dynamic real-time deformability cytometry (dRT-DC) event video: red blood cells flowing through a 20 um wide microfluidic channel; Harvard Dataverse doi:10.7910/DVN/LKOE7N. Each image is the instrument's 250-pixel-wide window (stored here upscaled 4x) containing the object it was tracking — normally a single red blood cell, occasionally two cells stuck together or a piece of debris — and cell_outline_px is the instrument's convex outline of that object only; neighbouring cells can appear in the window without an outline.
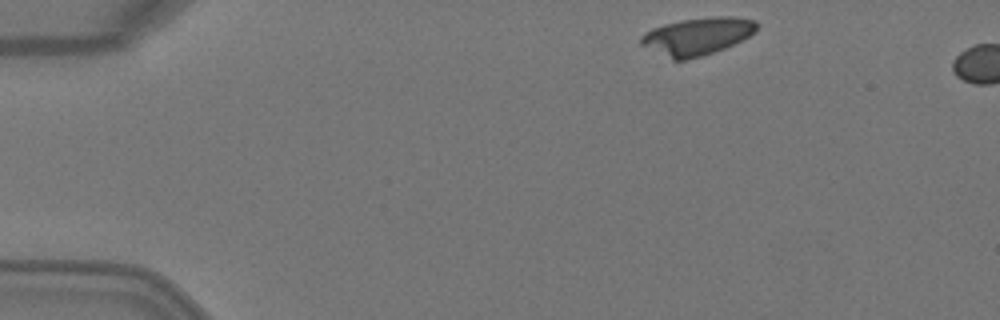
{"species": "Egyptian fruit bat (a non-hibernating species)", "species_latin": "Rousettus aegyptiacus", "temperature_condition": "warm", "stored_images_in_passage": 2, "camera_frame_rate_fps": 3000, "um_per_image_px": 0.085, "animal": {"sex": "female"}, "frame": {"image": 1, "passage_image": 1, "time_ms": 0.0, "image_size_px": [1000, 320], "cell_outline_px": [[756, 32], [724, 48], [700, 56], [684, 60], [672, 60], [640, 44], [640, 36], [644, 32], [652, 28], [664, 24], [680, 20], [716, 16], [736, 16], [756, 20]], "centroid_in_image_um": [59.24, 3.06], "position_along_channel_um": 25.8, "area_um2": 25.09}}